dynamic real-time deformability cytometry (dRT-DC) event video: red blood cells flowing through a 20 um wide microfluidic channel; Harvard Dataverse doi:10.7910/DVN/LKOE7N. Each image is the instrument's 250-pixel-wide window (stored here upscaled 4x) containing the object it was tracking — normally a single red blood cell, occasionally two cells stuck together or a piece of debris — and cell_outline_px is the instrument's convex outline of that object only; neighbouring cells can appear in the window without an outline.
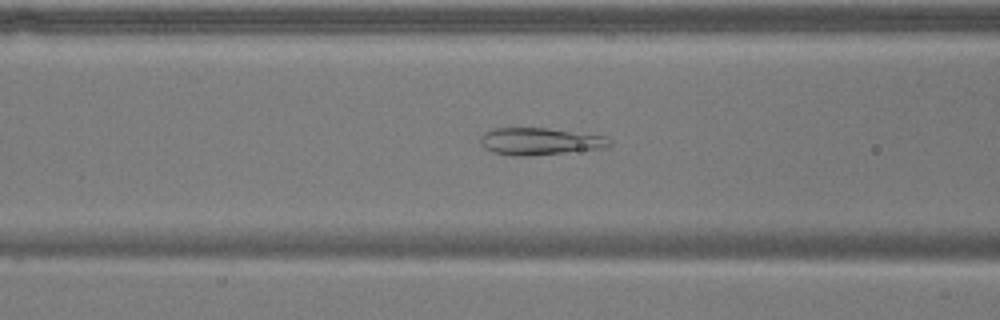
{"species": "common noctule bat (a hibernating species)", "species_latin": "Nyctalus noctula", "temperature_condition": "warm", "stored_images_in_passage": 53, "camera_frame_rate_fps": 3000, "um_per_image_px": 0.085, "animal": {"sex": "male", "body_mass_g": 17.9}, "frame": {"image": 1, "passage_image": 20, "time_ms": 6.333, "image_size_px": [1000, 320], "cell_outline_px": [[612, 144], [604, 148], [528, 156], [516, 156], [492, 152], [484, 148], [480, 144], [480, 136], [484, 132], [492, 128], [548, 128], [608, 136], [612, 140]], "centroid_in_image_um": [45.89, 12.01], "position_along_channel_um": 120.7, "area_um2": 20.63}}
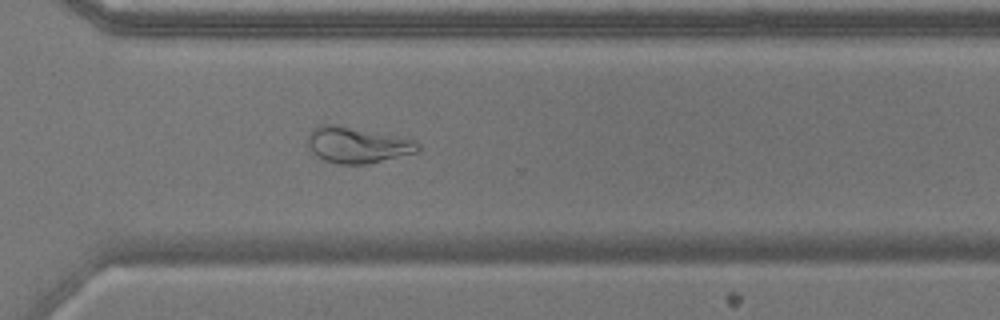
{"frame": {"image": 2, "passage_image": 38, "time_ms": 12.333, "image_size_px": [1000, 320], "cell_outline_px": [[420, 148], [416, 152], [368, 164], [340, 164], [324, 160], [316, 156], [312, 152], [308, 144], [308, 132], [316, 124], [336, 124], [416, 140], [420, 144]], "centroid_in_image_um": [30.33, 12.31], "position_along_channel_um": 340.3, "area_um2": 23.18}}
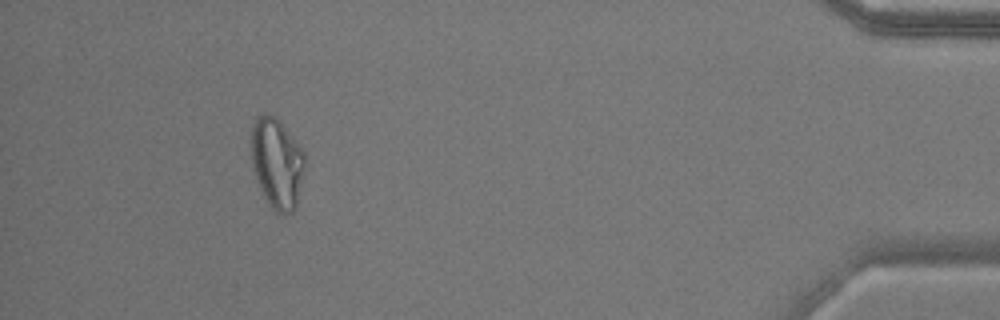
{"frame": {"image": 3, "passage_image": 49, "time_ms": 16.0, "image_size_px": [1000, 320], "cell_outline_px": [[304, 168], [296, 208], [292, 212], [284, 216], [276, 212], [272, 208], [264, 196], [260, 188], [252, 168], [252, 124], [256, 116], [264, 112], [280, 120], [304, 152]], "centroid_in_image_um": [23.53, 13.87], "position_along_channel_um": 411.7, "area_um2": 28.21}, "authors_computed_cell_mechanics": {"area_um2": 26.1834, "velocity_mm_per_s": 3.6628, "shape_relaxation_time_tau1_ms": null, "shape_relaxation_time_tau2_ms": 1.7051, "deformation_change_tau1": null, "deformation_change_tau2": 0.0697}}